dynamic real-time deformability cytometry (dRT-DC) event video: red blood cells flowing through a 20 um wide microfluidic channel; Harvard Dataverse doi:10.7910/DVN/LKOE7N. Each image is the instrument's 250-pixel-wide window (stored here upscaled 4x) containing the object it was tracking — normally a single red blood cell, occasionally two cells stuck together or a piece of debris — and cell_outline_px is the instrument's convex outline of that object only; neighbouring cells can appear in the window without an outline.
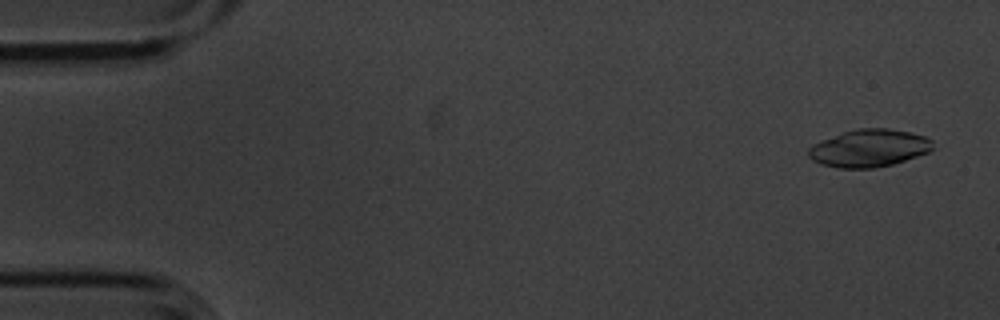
{"species": "common noctule bat (a hibernating species)", "species_latin": "Nyctalus noctula", "temperature_condition": "cold", "stored_images_in_passage": 3, "camera_frame_rate_fps": 3000, "um_per_image_px": 0.085, "animal": {"sex": "male", "body_mass_g": 20.1, "forearm_length_mm": 53.5}, "frame": {"image": 1, "passage_image": 1, "time_ms": 0.0, "image_size_px": [1000, 320], "cell_outline_px": [[936, 148], [928, 152], [892, 164], [872, 168], [836, 168], [820, 164], [812, 160], [808, 156], [808, 148], [812, 144], [844, 132], [856, 128], [888, 128], [912, 132], [924, 136], [932, 140]], "centroid_in_image_um": [73.88, 12.59], "position_along_channel_um": 11.1, "area_um2": 27.28}}